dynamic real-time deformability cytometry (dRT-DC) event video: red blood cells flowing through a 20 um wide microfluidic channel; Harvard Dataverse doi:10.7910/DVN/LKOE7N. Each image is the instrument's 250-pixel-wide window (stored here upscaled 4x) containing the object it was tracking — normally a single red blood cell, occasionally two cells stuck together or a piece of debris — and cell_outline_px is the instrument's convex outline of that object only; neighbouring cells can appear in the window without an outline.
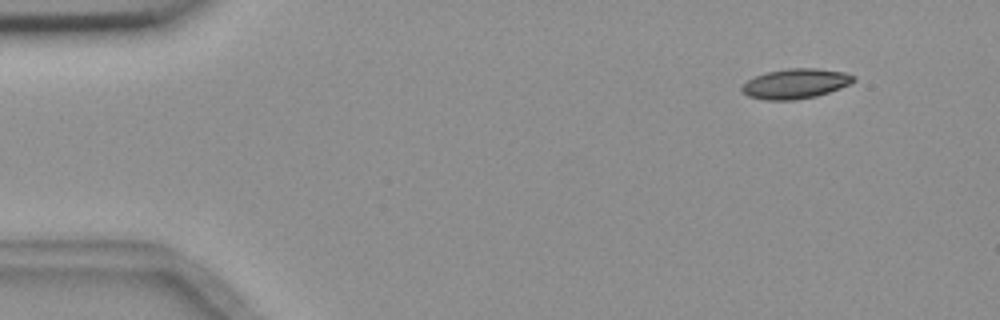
{"species": "common noctule bat (a hibernating species)", "species_latin": "Nyctalus noctula", "temperature_condition": "room temperature", "stored_images_in_passage": 4, "camera_frame_rate_fps": 3000, "um_per_image_px": 0.085, "animal": {"sex": "female", "body_mass_g": 18.4}, "frame": {"image": 1, "passage_image": 1, "time_ms": 0.0, "image_size_px": [1000, 320], "cell_outline_px": [[856, 80], [840, 88], [816, 96], [796, 100], [764, 100], [748, 96], [740, 88], [748, 80], [756, 76], [768, 72], [788, 68], [816, 68], [844, 72], [856, 76]], "centroid_in_image_um": [67.63, 7.11], "position_along_channel_um": 17.4, "area_um2": 19.36}}
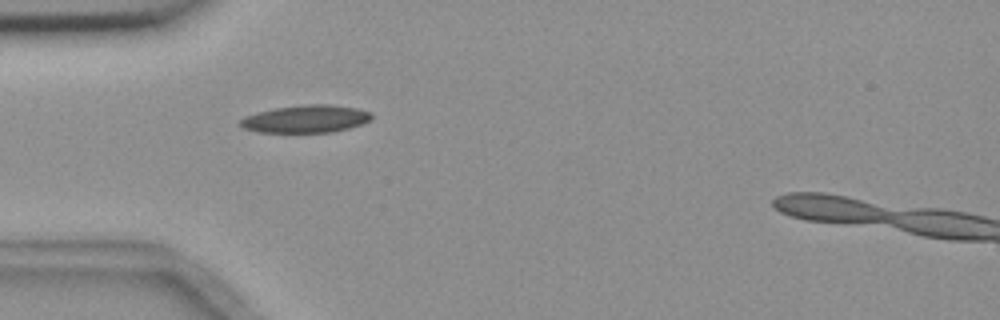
{"frame": {"image": 2, "passage_image": 4, "time_ms": 3.667, "image_size_px": [1000, 320], "cell_outline_px": [[372, 120], [348, 128], [332, 132], [256, 132], [244, 128], [240, 124], [240, 120], [244, 116], [256, 112], [276, 108], [304, 104], [332, 104], [356, 108], [372, 112]], "centroid_in_image_um": [26.0, 10.1], "position_along_channel_um": 59.0, "area_um2": 21.15}}